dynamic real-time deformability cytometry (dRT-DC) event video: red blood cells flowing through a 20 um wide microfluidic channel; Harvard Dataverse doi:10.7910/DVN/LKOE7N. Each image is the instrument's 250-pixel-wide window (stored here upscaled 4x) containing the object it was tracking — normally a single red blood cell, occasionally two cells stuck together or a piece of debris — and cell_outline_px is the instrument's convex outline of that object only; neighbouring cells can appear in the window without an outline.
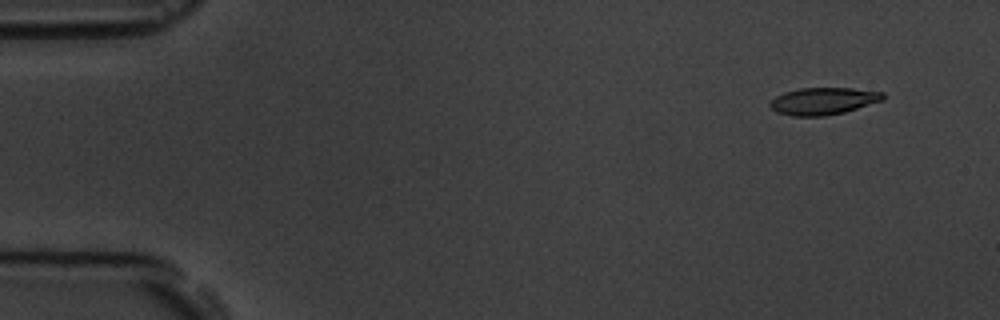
{"species": "common noctule bat (a hibernating species)", "species_latin": "Nyctalus noctula", "temperature_condition": "room temperature", "stored_images_in_passage": 10, "camera_frame_rate_fps": 3000, "um_per_image_px": 0.085, "animal": {"sex": "male", "body_mass_g": 19.5, "forearm_length_mm": 54.6}, "frame": {"image": 1, "passage_image": 2, "time_ms": 1.333, "image_size_px": [1000, 320], "cell_outline_px": [[884, 100], [844, 112], [824, 116], [792, 116], [776, 112], [768, 104], [776, 96], [784, 92], [800, 88], [852, 88], [884, 92]], "centroid_in_image_um": [69.98, 8.59], "position_along_channel_um": 15.0, "area_um2": 17.86}}
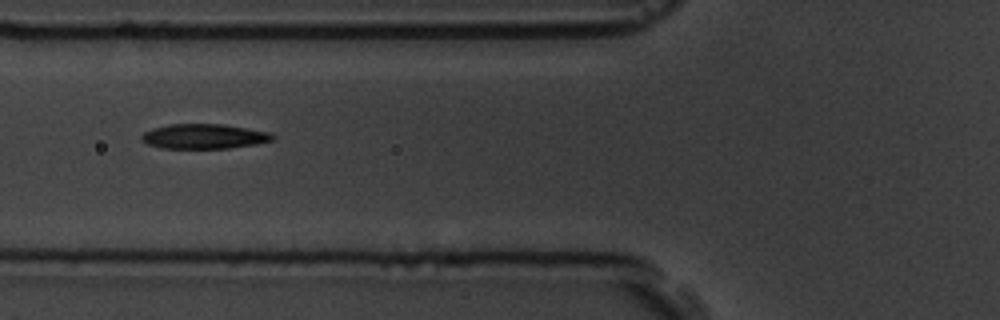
{"frame": {"image": 2, "passage_image": 7, "time_ms": 7.0, "image_size_px": [1000, 320], "cell_outline_px": [[276, 140], [256, 144], [228, 148], [160, 148], [148, 144], [140, 140], [140, 136], [144, 132], [152, 128], [168, 124], [224, 124], [272, 132], [276, 136]], "centroid_in_image_um": [17.38, 11.58], "position_along_channel_um": 108.4, "area_um2": 19.25}}
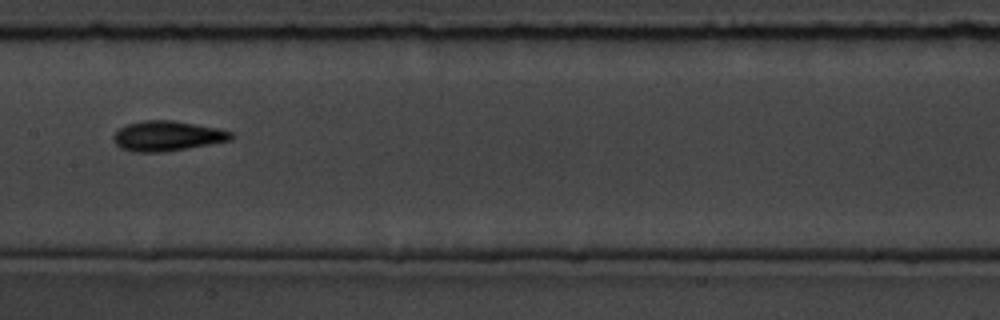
{"frame": {"image": 3, "passage_image": 9, "time_ms": 9.333, "image_size_px": [1000, 320], "cell_outline_px": [[232, 140], [188, 148], [164, 152], [132, 152], [120, 148], [112, 140], [112, 136], [120, 128], [128, 124], [144, 120], [172, 120], [216, 128], [232, 132]], "centroid_in_image_um": [14.18, 11.57], "position_along_channel_um": 193.2, "area_um2": 20.52}}